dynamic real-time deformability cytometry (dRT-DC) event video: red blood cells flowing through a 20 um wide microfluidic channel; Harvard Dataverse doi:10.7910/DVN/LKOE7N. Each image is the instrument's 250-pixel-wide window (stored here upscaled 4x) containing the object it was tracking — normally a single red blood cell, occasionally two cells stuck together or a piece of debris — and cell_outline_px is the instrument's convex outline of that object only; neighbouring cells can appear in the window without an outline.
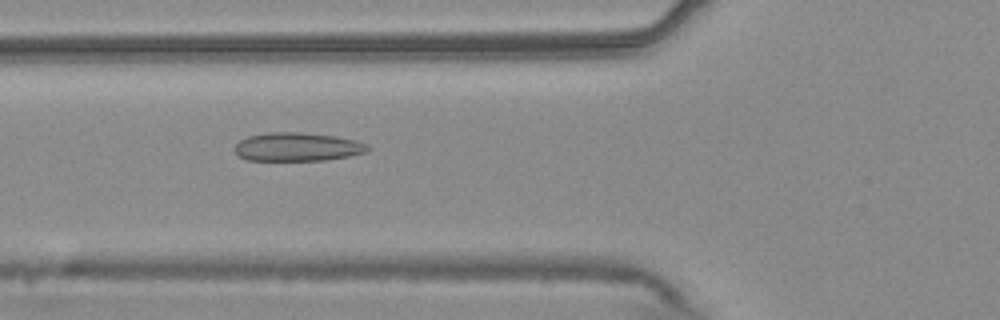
{"species": "common noctule bat (a hibernating species)", "species_latin": "Nyctalus noctula", "temperature_condition": "warm", "stored_images_in_passage": 54, "camera_frame_rate_fps": 3000, "um_per_image_px": 0.085, "animal": {"sex": "male", "body_mass_g": 20.4}, "frame": {"image": 1, "passage_image": 20, "time_ms": 6.333, "image_size_px": [1000, 320], "cell_outline_px": [[368, 152], [348, 156], [324, 160], [248, 160], [240, 156], [236, 152], [236, 144], [240, 140], [248, 136], [268, 132], [304, 132], [336, 136], [356, 140], [368, 144]], "centroid_in_image_um": [25.31, 12.47], "position_along_channel_um": 100.5, "area_um2": 22.08}}
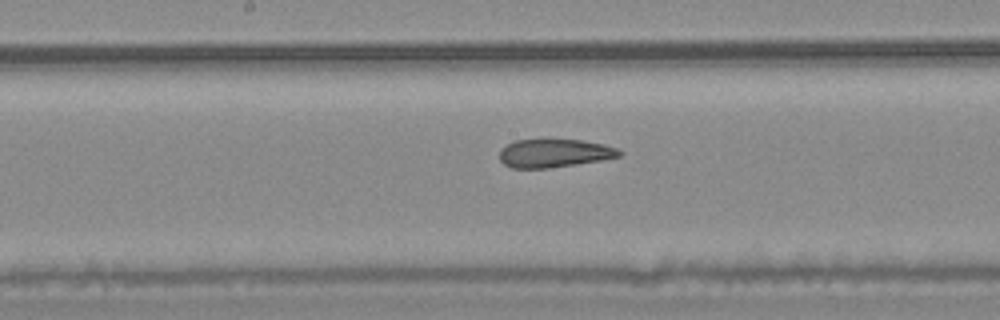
{"frame": {"image": 2, "passage_image": 28, "time_ms": 9.0, "image_size_px": [1000, 320], "cell_outline_px": [[624, 152], [620, 156], [604, 160], [548, 168], [512, 168], [504, 164], [500, 160], [500, 148], [516, 140], [544, 136], [580, 140], [604, 144], [616, 148]], "centroid_in_image_um": [47.1, 12.97], "position_along_channel_um": 201.1, "area_um2": 20.63}}
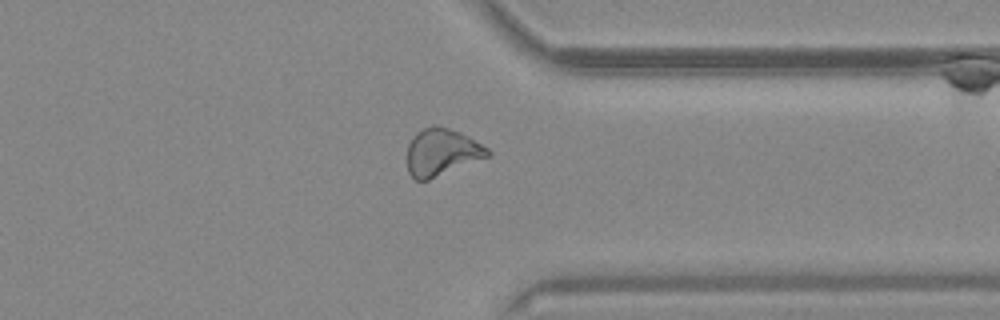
{"frame": {"image": 3, "passage_image": 42, "time_ms": 13.667, "image_size_px": [1000, 320], "cell_outline_px": [[492, 152], [488, 156], [428, 180], [416, 180], [408, 172], [408, 144], [412, 136], [416, 132], [432, 124], [436, 124], [460, 132], [468, 136], [488, 148]], "centroid_in_image_um": [37.52, 12.91], "position_along_channel_um": 373.9, "area_um2": 21.96}, "authors_computed_cell_mechanics": {"area_um2": 22.5709, "velocity_mm_per_s": 3.7567, "shape_relaxation_time_tau1_ms": null, "shape_relaxation_time_tau2_ms": 2.4398, "deformation_change_tau1": null, "deformation_change_tau2": 0.0999}}